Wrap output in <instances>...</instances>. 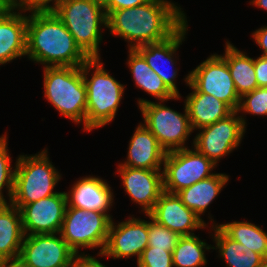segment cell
Returning a JSON list of instances; mask_svg holds the SVG:
<instances>
[{
    "label": "cell",
    "instance_id": "1",
    "mask_svg": "<svg viewBox=\"0 0 267 267\" xmlns=\"http://www.w3.org/2000/svg\"><path fill=\"white\" fill-rule=\"evenodd\" d=\"M184 11L168 0H150L144 5L109 12L110 34L119 36L136 49L172 36L186 21Z\"/></svg>",
    "mask_w": 267,
    "mask_h": 267
},
{
    "label": "cell",
    "instance_id": "2",
    "mask_svg": "<svg viewBox=\"0 0 267 267\" xmlns=\"http://www.w3.org/2000/svg\"><path fill=\"white\" fill-rule=\"evenodd\" d=\"M26 55L45 67H80L89 59L53 11L27 16Z\"/></svg>",
    "mask_w": 267,
    "mask_h": 267
},
{
    "label": "cell",
    "instance_id": "3",
    "mask_svg": "<svg viewBox=\"0 0 267 267\" xmlns=\"http://www.w3.org/2000/svg\"><path fill=\"white\" fill-rule=\"evenodd\" d=\"M101 58H89L82 65V73L87 88L86 132L100 128L114 120L125 86L115 80L103 66ZM93 69L92 77L88 78Z\"/></svg>",
    "mask_w": 267,
    "mask_h": 267
},
{
    "label": "cell",
    "instance_id": "4",
    "mask_svg": "<svg viewBox=\"0 0 267 267\" xmlns=\"http://www.w3.org/2000/svg\"><path fill=\"white\" fill-rule=\"evenodd\" d=\"M44 97L74 123L82 122L86 131L87 88L80 67H43Z\"/></svg>",
    "mask_w": 267,
    "mask_h": 267
},
{
    "label": "cell",
    "instance_id": "5",
    "mask_svg": "<svg viewBox=\"0 0 267 267\" xmlns=\"http://www.w3.org/2000/svg\"><path fill=\"white\" fill-rule=\"evenodd\" d=\"M52 11L89 58H101V30L107 26V16L102 7L91 0H60Z\"/></svg>",
    "mask_w": 267,
    "mask_h": 267
},
{
    "label": "cell",
    "instance_id": "6",
    "mask_svg": "<svg viewBox=\"0 0 267 267\" xmlns=\"http://www.w3.org/2000/svg\"><path fill=\"white\" fill-rule=\"evenodd\" d=\"M49 160L47 149L35 155H19L10 204L26 205L58 193L53 190L61 175Z\"/></svg>",
    "mask_w": 267,
    "mask_h": 267
},
{
    "label": "cell",
    "instance_id": "7",
    "mask_svg": "<svg viewBox=\"0 0 267 267\" xmlns=\"http://www.w3.org/2000/svg\"><path fill=\"white\" fill-rule=\"evenodd\" d=\"M112 219L106 213L87 211L67 206L60 235L68 246L81 258L90 256L79 254V248H100L101 257L105 249Z\"/></svg>",
    "mask_w": 267,
    "mask_h": 267
},
{
    "label": "cell",
    "instance_id": "8",
    "mask_svg": "<svg viewBox=\"0 0 267 267\" xmlns=\"http://www.w3.org/2000/svg\"><path fill=\"white\" fill-rule=\"evenodd\" d=\"M137 101L144 125L157 138L160 146L166 152L188 148L185 146V141L193 129L186 106H184V114H181L165 106L163 101L155 103L144 100V98Z\"/></svg>",
    "mask_w": 267,
    "mask_h": 267
},
{
    "label": "cell",
    "instance_id": "9",
    "mask_svg": "<svg viewBox=\"0 0 267 267\" xmlns=\"http://www.w3.org/2000/svg\"><path fill=\"white\" fill-rule=\"evenodd\" d=\"M215 164L195 148L167 152L163 163L164 191L176 194L194 183L209 178Z\"/></svg>",
    "mask_w": 267,
    "mask_h": 267
},
{
    "label": "cell",
    "instance_id": "10",
    "mask_svg": "<svg viewBox=\"0 0 267 267\" xmlns=\"http://www.w3.org/2000/svg\"><path fill=\"white\" fill-rule=\"evenodd\" d=\"M189 88L213 95L237 111L240 97L237 94L227 62L218 54L210 55L186 76Z\"/></svg>",
    "mask_w": 267,
    "mask_h": 267
},
{
    "label": "cell",
    "instance_id": "11",
    "mask_svg": "<svg viewBox=\"0 0 267 267\" xmlns=\"http://www.w3.org/2000/svg\"><path fill=\"white\" fill-rule=\"evenodd\" d=\"M233 111L227 117L200 128L193 140L194 148L216 166L220 159L230 154L240 144L246 131L244 116Z\"/></svg>",
    "mask_w": 267,
    "mask_h": 267
},
{
    "label": "cell",
    "instance_id": "12",
    "mask_svg": "<svg viewBox=\"0 0 267 267\" xmlns=\"http://www.w3.org/2000/svg\"><path fill=\"white\" fill-rule=\"evenodd\" d=\"M58 235H25L19 257L29 267H78L80 257Z\"/></svg>",
    "mask_w": 267,
    "mask_h": 267
},
{
    "label": "cell",
    "instance_id": "13",
    "mask_svg": "<svg viewBox=\"0 0 267 267\" xmlns=\"http://www.w3.org/2000/svg\"><path fill=\"white\" fill-rule=\"evenodd\" d=\"M20 210L25 235L59 233L67 208L64 192L41 198L26 205H13Z\"/></svg>",
    "mask_w": 267,
    "mask_h": 267
},
{
    "label": "cell",
    "instance_id": "14",
    "mask_svg": "<svg viewBox=\"0 0 267 267\" xmlns=\"http://www.w3.org/2000/svg\"><path fill=\"white\" fill-rule=\"evenodd\" d=\"M112 219L108 239L101 257L114 260L137 256V261L148 246V221L129 217L126 221L115 223Z\"/></svg>",
    "mask_w": 267,
    "mask_h": 267
},
{
    "label": "cell",
    "instance_id": "15",
    "mask_svg": "<svg viewBox=\"0 0 267 267\" xmlns=\"http://www.w3.org/2000/svg\"><path fill=\"white\" fill-rule=\"evenodd\" d=\"M117 173L121 176L124 191L134 203L141 206L147 215L164 192L161 170L138 169L118 165Z\"/></svg>",
    "mask_w": 267,
    "mask_h": 267
},
{
    "label": "cell",
    "instance_id": "16",
    "mask_svg": "<svg viewBox=\"0 0 267 267\" xmlns=\"http://www.w3.org/2000/svg\"><path fill=\"white\" fill-rule=\"evenodd\" d=\"M187 21L168 39L137 47L136 50L143 56L149 67L164 81L166 86L176 95L179 96L178 88L174 82L178 75L176 66L177 61L174 60L176 51L182 44L187 33ZM171 65L170 71L167 65ZM175 64V65H174ZM174 65V66H173ZM166 67V68H165ZM170 73V74H169Z\"/></svg>",
    "mask_w": 267,
    "mask_h": 267
},
{
    "label": "cell",
    "instance_id": "17",
    "mask_svg": "<svg viewBox=\"0 0 267 267\" xmlns=\"http://www.w3.org/2000/svg\"><path fill=\"white\" fill-rule=\"evenodd\" d=\"M149 215L158 224L180 236L193 235V231L204 230L207 225L193 210L182 203L177 194L165 191L160 195Z\"/></svg>",
    "mask_w": 267,
    "mask_h": 267
},
{
    "label": "cell",
    "instance_id": "18",
    "mask_svg": "<svg viewBox=\"0 0 267 267\" xmlns=\"http://www.w3.org/2000/svg\"><path fill=\"white\" fill-rule=\"evenodd\" d=\"M113 190L105 180L95 176L80 178L69 192H65L67 206L108 214L114 201Z\"/></svg>",
    "mask_w": 267,
    "mask_h": 267
},
{
    "label": "cell",
    "instance_id": "19",
    "mask_svg": "<svg viewBox=\"0 0 267 267\" xmlns=\"http://www.w3.org/2000/svg\"><path fill=\"white\" fill-rule=\"evenodd\" d=\"M0 10V65L26 56L27 14Z\"/></svg>",
    "mask_w": 267,
    "mask_h": 267
},
{
    "label": "cell",
    "instance_id": "20",
    "mask_svg": "<svg viewBox=\"0 0 267 267\" xmlns=\"http://www.w3.org/2000/svg\"><path fill=\"white\" fill-rule=\"evenodd\" d=\"M127 160L119 165L149 170H162L166 151L143 124H138L128 146Z\"/></svg>",
    "mask_w": 267,
    "mask_h": 267
},
{
    "label": "cell",
    "instance_id": "21",
    "mask_svg": "<svg viewBox=\"0 0 267 267\" xmlns=\"http://www.w3.org/2000/svg\"><path fill=\"white\" fill-rule=\"evenodd\" d=\"M184 101L193 130L211 125L230 115L233 110L213 95L199 93L194 88Z\"/></svg>",
    "mask_w": 267,
    "mask_h": 267
},
{
    "label": "cell",
    "instance_id": "22",
    "mask_svg": "<svg viewBox=\"0 0 267 267\" xmlns=\"http://www.w3.org/2000/svg\"><path fill=\"white\" fill-rule=\"evenodd\" d=\"M228 180L229 175L215 173L211 177L200 180L176 194L187 208L193 210L202 219L201 215L205 213L216 196L221 193Z\"/></svg>",
    "mask_w": 267,
    "mask_h": 267
},
{
    "label": "cell",
    "instance_id": "23",
    "mask_svg": "<svg viewBox=\"0 0 267 267\" xmlns=\"http://www.w3.org/2000/svg\"><path fill=\"white\" fill-rule=\"evenodd\" d=\"M128 53L127 64L138 88L163 102L181 98V95L176 96L166 86L164 81L149 67L143 56L136 49H129Z\"/></svg>",
    "mask_w": 267,
    "mask_h": 267
},
{
    "label": "cell",
    "instance_id": "24",
    "mask_svg": "<svg viewBox=\"0 0 267 267\" xmlns=\"http://www.w3.org/2000/svg\"><path fill=\"white\" fill-rule=\"evenodd\" d=\"M24 237L20 210L0 205V260L19 257Z\"/></svg>",
    "mask_w": 267,
    "mask_h": 267
},
{
    "label": "cell",
    "instance_id": "25",
    "mask_svg": "<svg viewBox=\"0 0 267 267\" xmlns=\"http://www.w3.org/2000/svg\"><path fill=\"white\" fill-rule=\"evenodd\" d=\"M225 54L220 55L226 62L239 97L258 88L254 59L240 51L229 41L225 43Z\"/></svg>",
    "mask_w": 267,
    "mask_h": 267
},
{
    "label": "cell",
    "instance_id": "26",
    "mask_svg": "<svg viewBox=\"0 0 267 267\" xmlns=\"http://www.w3.org/2000/svg\"><path fill=\"white\" fill-rule=\"evenodd\" d=\"M215 246L220 258L224 259L227 267H258L265 259L262 255L250 250L243 244L229 238L217 225H212Z\"/></svg>",
    "mask_w": 267,
    "mask_h": 267
},
{
    "label": "cell",
    "instance_id": "27",
    "mask_svg": "<svg viewBox=\"0 0 267 267\" xmlns=\"http://www.w3.org/2000/svg\"><path fill=\"white\" fill-rule=\"evenodd\" d=\"M217 226L231 239L267 258V233L253 223L233 221Z\"/></svg>",
    "mask_w": 267,
    "mask_h": 267
},
{
    "label": "cell",
    "instance_id": "28",
    "mask_svg": "<svg viewBox=\"0 0 267 267\" xmlns=\"http://www.w3.org/2000/svg\"><path fill=\"white\" fill-rule=\"evenodd\" d=\"M208 245L195 234L181 236L172 252L173 267H203L207 264L205 250H211Z\"/></svg>",
    "mask_w": 267,
    "mask_h": 267
},
{
    "label": "cell",
    "instance_id": "29",
    "mask_svg": "<svg viewBox=\"0 0 267 267\" xmlns=\"http://www.w3.org/2000/svg\"><path fill=\"white\" fill-rule=\"evenodd\" d=\"M7 143V135L4 134L0 137V205L10 204L14 187L15 169L13 170V167L10 165L12 159L9 155ZM4 188L7 189L9 203L4 198L2 192Z\"/></svg>",
    "mask_w": 267,
    "mask_h": 267
},
{
    "label": "cell",
    "instance_id": "30",
    "mask_svg": "<svg viewBox=\"0 0 267 267\" xmlns=\"http://www.w3.org/2000/svg\"><path fill=\"white\" fill-rule=\"evenodd\" d=\"M147 217L151 220L148 221V246L155 249H166L172 253L181 236L158 224L149 214Z\"/></svg>",
    "mask_w": 267,
    "mask_h": 267
},
{
    "label": "cell",
    "instance_id": "31",
    "mask_svg": "<svg viewBox=\"0 0 267 267\" xmlns=\"http://www.w3.org/2000/svg\"><path fill=\"white\" fill-rule=\"evenodd\" d=\"M267 116V87H258L240 97L237 113Z\"/></svg>",
    "mask_w": 267,
    "mask_h": 267
},
{
    "label": "cell",
    "instance_id": "32",
    "mask_svg": "<svg viewBox=\"0 0 267 267\" xmlns=\"http://www.w3.org/2000/svg\"><path fill=\"white\" fill-rule=\"evenodd\" d=\"M138 267H173L172 253L147 246L137 261Z\"/></svg>",
    "mask_w": 267,
    "mask_h": 267
},
{
    "label": "cell",
    "instance_id": "33",
    "mask_svg": "<svg viewBox=\"0 0 267 267\" xmlns=\"http://www.w3.org/2000/svg\"><path fill=\"white\" fill-rule=\"evenodd\" d=\"M60 0H20V11H52ZM52 2L50 5L49 3Z\"/></svg>",
    "mask_w": 267,
    "mask_h": 267
},
{
    "label": "cell",
    "instance_id": "34",
    "mask_svg": "<svg viewBox=\"0 0 267 267\" xmlns=\"http://www.w3.org/2000/svg\"><path fill=\"white\" fill-rule=\"evenodd\" d=\"M254 68L258 87H267V56L254 58Z\"/></svg>",
    "mask_w": 267,
    "mask_h": 267
},
{
    "label": "cell",
    "instance_id": "35",
    "mask_svg": "<svg viewBox=\"0 0 267 267\" xmlns=\"http://www.w3.org/2000/svg\"><path fill=\"white\" fill-rule=\"evenodd\" d=\"M149 1L150 0H110L108 6L104 9V11L107 15L111 11L141 6Z\"/></svg>",
    "mask_w": 267,
    "mask_h": 267
},
{
    "label": "cell",
    "instance_id": "36",
    "mask_svg": "<svg viewBox=\"0 0 267 267\" xmlns=\"http://www.w3.org/2000/svg\"><path fill=\"white\" fill-rule=\"evenodd\" d=\"M252 37L260 47V50H263L261 55L267 56V26L259 28L253 32Z\"/></svg>",
    "mask_w": 267,
    "mask_h": 267
},
{
    "label": "cell",
    "instance_id": "37",
    "mask_svg": "<svg viewBox=\"0 0 267 267\" xmlns=\"http://www.w3.org/2000/svg\"><path fill=\"white\" fill-rule=\"evenodd\" d=\"M78 267H106L93 256H84L79 259Z\"/></svg>",
    "mask_w": 267,
    "mask_h": 267
},
{
    "label": "cell",
    "instance_id": "38",
    "mask_svg": "<svg viewBox=\"0 0 267 267\" xmlns=\"http://www.w3.org/2000/svg\"><path fill=\"white\" fill-rule=\"evenodd\" d=\"M0 267H29L20 257L0 260Z\"/></svg>",
    "mask_w": 267,
    "mask_h": 267
},
{
    "label": "cell",
    "instance_id": "39",
    "mask_svg": "<svg viewBox=\"0 0 267 267\" xmlns=\"http://www.w3.org/2000/svg\"><path fill=\"white\" fill-rule=\"evenodd\" d=\"M20 10V0H0V10Z\"/></svg>",
    "mask_w": 267,
    "mask_h": 267
},
{
    "label": "cell",
    "instance_id": "40",
    "mask_svg": "<svg viewBox=\"0 0 267 267\" xmlns=\"http://www.w3.org/2000/svg\"><path fill=\"white\" fill-rule=\"evenodd\" d=\"M250 4L267 11V0H252Z\"/></svg>",
    "mask_w": 267,
    "mask_h": 267
},
{
    "label": "cell",
    "instance_id": "41",
    "mask_svg": "<svg viewBox=\"0 0 267 267\" xmlns=\"http://www.w3.org/2000/svg\"><path fill=\"white\" fill-rule=\"evenodd\" d=\"M94 4L99 5L100 7H102L103 9H105L110 0H91Z\"/></svg>",
    "mask_w": 267,
    "mask_h": 267
},
{
    "label": "cell",
    "instance_id": "42",
    "mask_svg": "<svg viewBox=\"0 0 267 267\" xmlns=\"http://www.w3.org/2000/svg\"><path fill=\"white\" fill-rule=\"evenodd\" d=\"M258 267H267V258H265Z\"/></svg>",
    "mask_w": 267,
    "mask_h": 267
}]
</instances>
